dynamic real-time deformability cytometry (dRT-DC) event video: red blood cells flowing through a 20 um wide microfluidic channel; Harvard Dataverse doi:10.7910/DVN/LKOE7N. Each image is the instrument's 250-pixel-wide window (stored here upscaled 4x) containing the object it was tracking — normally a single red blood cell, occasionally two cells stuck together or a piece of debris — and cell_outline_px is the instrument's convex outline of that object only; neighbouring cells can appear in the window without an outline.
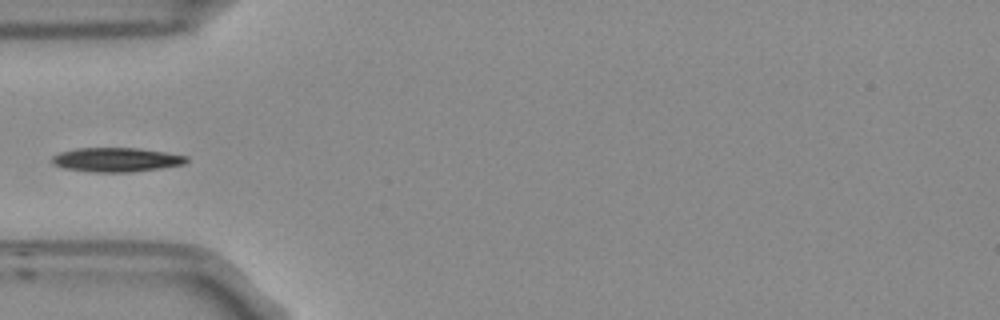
{"species": "Egyptian fruit bat (a non-hibernating species)", "species_latin": "Rousettus aegyptiacus", "temperature_condition": "room temperature", "stored_images_in_passage": 6, "camera_frame_rate_fps": 3000, "um_per_image_px": 0.085, "frame": {"image": 1, "passage_image": 5, "time_ms": 1.333, "image_size_px": [1000, 320], "cell_outline_px": [[188, 160], [184, 164], [160, 168], [132, 172], [92, 172], [64, 168], [52, 164], [52, 156], [60, 152], [76, 148], [140, 148], [168, 152], [188, 156]], "centroid_in_image_um": [9.9, 13.57], "position_along_channel_um": 75.1, "area_um2": 19.07}}